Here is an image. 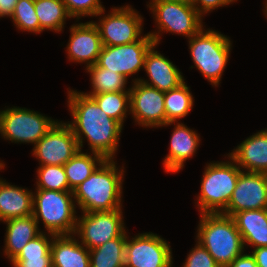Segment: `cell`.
I'll return each mask as SVG.
<instances>
[{"label": "cell", "instance_id": "obj_1", "mask_svg": "<svg viewBox=\"0 0 267 267\" xmlns=\"http://www.w3.org/2000/svg\"><path fill=\"white\" fill-rule=\"evenodd\" d=\"M68 107L73 122L67 124L77 139L79 150H82L83 140L87 138L92 152L102 155L105 159H113L123 125L108 116L96 101L84 92L68 90Z\"/></svg>", "mask_w": 267, "mask_h": 267}, {"label": "cell", "instance_id": "obj_2", "mask_svg": "<svg viewBox=\"0 0 267 267\" xmlns=\"http://www.w3.org/2000/svg\"><path fill=\"white\" fill-rule=\"evenodd\" d=\"M124 167L119 170L113 159H105L74 191L75 204L82 212L121 209ZM119 170V171H118Z\"/></svg>", "mask_w": 267, "mask_h": 267}, {"label": "cell", "instance_id": "obj_3", "mask_svg": "<svg viewBox=\"0 0 267 267\" xmlns=\"http://www.w3.org/2000/svg\"><path fill=\"white\" fill-rule=\"evenodd\" d=\"M197 229L199 242L220 267H228L244 252L243 240L231 216L203 213Z\"/></svg>", "mask_w": 267, "mask_h": 267}, {"label": "cell", "instance_id": "obj_4", "mask_svg": "<svg viewBox=\"0 0 267 267\" xmlns=\"http://www.w3.org/2000/svg\"><path fill=\"white\" fill-rule=\"evenodd\" d=\"M228 158L231 161L210 162L206 165L201 180V193L196 200L200 214L222 213L227 208L241 172L229 155Z\"/></svg>", "mask_w": 267, "mask_h": 267}, {"label": "cell", "instance_id": "obj_5", "mask_svg": "<svg viewBox=\"0 0 267 267\" xmlns=\"http://www.w3.org/2000/svg\"><path fill=\"white\" fill-rule=\"evenodd\" d=\"M73 197V198H72ZM72 191L36 190L33 193V216L54 235H74L77 218Z\"/></svg>", "mask_w": 267, "mask_h": 267}, {"label": "cell", "instance_id": "obj_6", "mask_svg": "<svg viewBox=\"0 0 267 267\" xmlns=\"http://www.w3.org/2000/svg\"><path fill=\"white\" fill-rule=\"evenodd\" d=\"M230 39L215 31L201 29L189 39L190 55L196 69L214 86L219 85L229 61Z\"/></svg>", "mask_w": 267, "mask_h": 267}, {"label": "cell", "instance_id": "obj_7", "mask_svg": "<svg viewBox=\"0 0 267 267\" xmlns=\"http://www.w3.org/2000/svg\"><path fill=\"white\" fill-rule=\"evenodd\" d=\"M56 122L33 110L11 107L0 111V134L11 142L35 145Z\"/></svg>", "mask_w": 267, "mask_h": 267}, {"label": "cell", "instance_id": "obj_8", "mask_svg": "<svg viewBox=\"0 0 267 267\" xmlns=\"http://www.w3.org/2000/svg\"><path fill=\"white\" fill-rule=\"evenodd\" d=\"M155 16L158 32H149L148 35L157 45L160 41V32L177 33L190 39L203 28L202 16L193 7L192 3L158 2L150 7Z\"/></svg>", "mask_w": 267, "mask_h": 267}, {"label": "cell", "instance_id": "obj_9", "mask_svg": "<svg viewBox=\"0 0 267 267\" xmlns=\"http://www.w3.org/2000/svg\"><path fill=\"white\" fill-rule=\"evenodd\" d=\"M122 213V209L83 212V215L77 218L74 234L79 235L80 243L88 250L97 248L125 232Z\"/></svg>", "mask_w": 267, "mask_h": 267}, {"label": "cell", "instance_id": "obj_10", "mask_svg": "<svg viewBox=\"0 0 267 267\" xmlns=\"http://www.w3.org/2000/svg\"><path fill=\"white\" fill-rule=\"evenodd\" d=\"M103 16L99 23L94 22L99 29L103 46L130 44L143 37V18L129 5L114 7L110 14Z\"/></svg>", "mask_w": 267, "mask_h": 267}, {"label": "cell", "instance_id": "obj_11", "mask_svg": "<svg viewBox=\"0 0 267 267\" xmlns=\"http://www.w3.org/2000/svg\"><path fill=\"white\" fill-rule=\"evenodd\" d=\"M170 244L154 233L127 236L125 267H172Z\"/></svg>", "mask_w": 267, "mask_h": 267}, {"label": "cell", "instance_id": "obj_12", "mask_svg": "<svg viewBox=\"0 0 267 267\" xmlns=\"http://www.w3.org/2000/svg\"><path fill=\"white\" fill-rule=\"evenodd\" d=\"M153 39L144 35L140 40L118 46H103L96 65L120 73L126 79L144 68V59L154 45Z\"/></svg>", "mask_w": 267, "mask_h": 267}, {"label": "cell", "instance_id": "obj_13", "mask_svg": "<svg viewBox=\"0 0 267 267\" xmlns=\"http://www.w3.org/2000/svg\"><path fill=\"white\" fill-rule=\"evenodd\" d=\"M79 151L77 139L65 122H56L33 148V155L43 165H65Z\"/></svg>", "mask_w": 267, "mask_h": 267}, {"label": "cell", "instance_id": "obj_14", "mask_svg": "<svg viewBox=\"0 0 267 267\" xmlns=\"http://www.w3.org/2000/svg\"><path fill=\"white\" fill-rule=\"evenodd\" d=\"M130 90V113L135 122L144 127H160L166 124L164 92L140 81Z\"/></svg>", "mask_w": 267, "mask_h": 267}, {"label": "cell", "instance_id": "obj_15", "mask_svg": "<svg viewBox=\"0 0 267 267\" xmlns=\"http://www.w3.org/2000/svg\"><path fill=\"white\" fill-rule=\"evenodd\" d=\"M267 207V174L241 171L227 208L222 214L232 216L244 210Z\"/></svg>", "mask_w": 267, "mask_h": 267}, {"label": "cell", "instance_id": "obj_16", "mask_svg": "<svg viewBox=\"0 0 267 267\" xmlns=\"http://www.w3.org/2000/svg\"><path fill=\"white\" fill-rule=\"evenodd\" d=\"M70 39L67 45L69 61L85 63L86 68L96 64L103 48L98 27L93 21L73 24L70 28Z\"/></svg>", "mask_w": 267, "mask_h": 267}, {"label": "cell", "instance_id": "obj_17", "mask_svg": "<svg viewBox=\"0 0 267 267\" xmlns=\"http://www.w3.org/2000/svg\"><path fill=\"white\" fill-rule=\"evenodd\" d=\"M154 44L147 52L144 59V70L149 77L150 83L144 79H135L133 82L140 81L148 86L155 87L162 92L179 87L184 83L179 69L161 53L155 50Z\"/></svg>", "mask_w": 267, "mask_h": 267}, {"label": "cell", "instance_id": "obj_18", "mask_svg": "<svg viewBox=\"0 0 267 267\" xmlns=\"http://www.w3.org/2000/svg\"><path fill=\"white\" fill-rule=\"evenodd\" d=\"M229 156L242 171L267 174V129L242 141Z\"/></svg>", "mask_w": 267, "mask_h": 267}, {"label": "cell", "instance_id": "obj_19", "mask_svg": "<svg viewBox=\"0 0 267 267\" xmlns=\"http://www.w3.org/2000/svg\"><path fill=\"white\" fill-rule=\"evenodd\" d=\"M174 126L170 138L169 155L163 160L167 173H176L183 169L184 162L195 155L200 144V137L195 131L179 122Z\"/></svg>", "mask_w": 267, "mask_h": 267}, {"label": "cell", "instance_id": "obj_20", "mask_svg": "<svg viewBox=\"0 0 267 267\" xmlns=\"http://www.w3.org/2000/svg\"><path fill=\"white\" fill-rule=\"evenodd\" d=\"M50 252L52 267H90L89 250L75 235H54Z\"/></svg>", "mask_w": 267, "mask_h": 267}, {"label": "cell", "instance_id": "obj_21", "mask_svg": "<svg viewBox=\"0 0 267 267\" xmlns=\"http://www.w3.org/2000/svg\"><path fill=\"white\" fill-rule=\"evenodd\" d=\"M33 215V192L0 179V221Z\"/></svg>", "mask_w": 267, "mask_h": 267}, {"label": "cell", "instance_id": "obj_22", "mask_svg": "<svg viewBox=\"0 0 267 267\" xmlns=\"http://www.w3.org/2000/svg\"><path fill=\"white\" fill-rule=\"evenodd\" d=\"M232 219L241 234L243 245L267 247V210H244L234 213Z\"/></svg>", "mask_w": 267, "mask_h": 267}, {"label": "cell", "instance_id": "obj_23", "mask_svg": "<svg viewBox=\"0 0 267 267\" xmlns=\"http://www.w3.org/2000/svg\"><path fill=\"white\" fill-rule=\"evenodd\" d=\"M7 224L4 255L13 261L23 247L42 233L33 215L12 218L4 221Z\"/></svg>", "mask_w": 267, "mask_h": 267}, {"label": "cell", "instance_id": "obj_24", "mask_svg": "<svg viewBox=\"0 0 267 267\" xmlns=\"http://www.w3.org/2000/svg\"><path fill=\"white\" fill-rule=\"evenodd\" d=\"M42 232L30 240L12 261L14 267H52L51 243L54 234ZM51 239H50V238ZM50 240V241H49Z\"/></svg>", "mask_w": 267, "mask_h": 267}, {"label": "cell", "instance_id": "obj_25", "mask_svg": "<svg viewBox=\"0 0 267 267\" xmlns=\"http://www.w3.org/2000/svg\"><path fill=\"white\" fill-rule=\"evenodd\" d=\"M93 154L83 153L79 150L65 165H63L69 191H74L82 182H84L99 166L105 158L95 152Z\"/></svg>", "mask_w": 267, "mask_h": 267}, {"label": "cell", "instance_id": "obj_26", "mask_svg": "<svg viewBox=\"0 0 267 267\" xmlns=\"http://www.w3.org/2000/svg\"><path fill=\"white\" fill-rule=\"evenodd\" d=\"M127 232L89 250L90 267H125Z\"/></svg>", "mask_w": 267, "mask_h": 267}, {"label": "cell", "instance_id": "obj_27", "mask_svg": "<svg viewBox=\"0 0 267 267\" xmlns=\"http://www.w3.org/2000/svg\"><path fill=\"white\" fill-rule=\"evenodd\" d=\"M34 6L40 22V33L44 30L61 32L66 18H72L62 0H34Z\"/></svg>", "mask_w": 267, "mask_h": 267}, {"label": "cell", "instance_id": "obj_28", "mask_svg": "<svg viewBox=\"0 0 267 267\" xmlns=\"http://www.w3.org/2000/svg\"><path fill=\"white\" fill-rule=\"evenodd\" d=\"M194 99L186 82L179 87L164 92L166 124H174L178 119L185 117L193 108Z\"/></svg>", "mask_w": 267, "mask_h": 267}, {"label": "cell", "instance_id": "obj_29", "mask_svg": "<svg viewBox=\"0 0 267 267\" xmlns=\"http://www.w3.org/2000/svg\"><path fill=\"white\" fill-rule=\"evenodd\" d=\"M91 75L92 91L84 93L87 96L107 92L130 91L126 89L127 80L120 73L112 72L109 69L98 67L96 64L86 68Z\"/></svg>", "mask_w": 267, "mask_h": 267}, {"label": "cell", "instance_id": "obj_30", "mask_svg": "<svg viewBox=\"0 0 267 267\" xmlns=\"http://www.w3.org/2000/svg\"><path fill=\"white\" fill-rule=\"evenodd\" d=\"M101 110L122 125L130 112V91L107 92L91 95Z\"/></svg>", "mask_w": 267, "mask_h": 267}, {"label": "cell", "instance_id": "obj_31", "mask_svg": "<svg viewBox=\"0 0 267 267\" xmlns=\"http://www.w3.org/2000/svg\"><path fill=\"white\" fill-rule=\"evenodd\" d=\"M36 190L69 191L64 167L61 165H43L37 169Z\"/></svg>", "mask_w": 267, "mask_h": 267}, {"label": "cell", "instance_id": "obj_32", "mask_svg": "<svg viewBox=\"0 0 267 267\" xmlns=\"http://www.w3.org/2000/svg\"><path fill=\"white\" fill-rule=\"evenodd\" d=\"M10 18L19 30L40 33V22L36 15L34 0H19Z\"/></svg>", "mask_w": 267, "mask_h": 267}, {"label": "cell", "instance_id": "obj_33", "mask_svg": "<svg viewBox=\"0 0 267 267\" xmlns=\"http://www.w3.org/2000/svg\"><path fill=\"white\" fill-rule=\"evenodd\" d=\"M71 17L102 16L105 8L100 0H62ZM102 14V15H101Z\"/></svg>", "mask_w": 267, "mask_h": 267}, {"label": "cell", "instance_id": "obj_34", "mask_svg": "<svg viewBox=\"0 0 267 267\" xmlns=\"http://www.w3.org/2000/svg\"><path fill=\"white\" fill-rule=\"evenodd\" d=\"M183 267H220L209 252L197 242L187 255Z\"/></svg>", "mask_w": 267, "mask_h": 267}, {"label": "cell", "instance_id": "obj_35", "mask_svg": "<svg viewBox=\"0 0 267 267\" xmlns=\"http://www.w3.org/2000/svg\"><path fill=\"white\" fill-rule=\"evenodd\" d=\"M237 0H192L193 7L203 16L205 13L218 9V7L229 5Z\"/></svg>", "mask_w": 267, "mask_h": 267}, {"label": "cell", "instance_id": "obj_36", "mask_svg": "<svg viewBox=\"0 0 267 267\" xmlns=\"http://www.w3.org/2000/svg\"><path fill=\"white\" fill-rule=\"evenodd\" d=\"M228 267H258L254 257L244 252L236 257Z\"/></svg>", "mask_w": 267, "mask_h": 267}, {"label": "cell", "instance_id": "obj_37", "mask_svg": "<svg viewBox=\"0 0 267 267\" xmlns=\"http://www.w3.org/2000/svg\"><path fill=\"white\" fill-rule=\"evenodd\" d=\"M251 255L258 267H267V247L254 248Z\"/></svg>", "mask_w": 267, "mask_h": 267}, {"label": "cell", "instance_id": "obj_38", "mask_svg": "<svg viewBox=\"0 0 267 267\" xmlns=\"http://www.w3.org/2000/svg\"><path fill=\"white\" fill-rule=\"evenodd\" d=\"M18 1L19 0H0V18L5 16L10 17Z\"/></svg>", "mask_w": 267, "mask_h": 267}, {"label": "cell", "instance_id": "obj_39", "mask_svg": "<svg viewBox=\"0 0 267 267\" xmlns=\"http://www.w3.org/2000/svg\"><path fill=\"white\" fill-rule=\"evenodd\" d=\"M158 2H181V3H192V0H151V2H149V4L147 6H149V8Z\"/></svg>", "mask_w": 267, "mask_h": 267}, {"label": "cell", "instance_id": "obj_40", "mask_svg": "<svg viewBox=\"0 0 267 267\" xmlns=\"http://www.w3.org/2000/svg\"><path fill=\"white\" fill-rule=\"evenodd\" d=\"M265 3H266V4H265V6H264V7H265V10H264L265 12H264V13H265V16H267V1H266Z\"/></svg>", "mask_w": 267, "mask_h": 267}, {"label": "cell", "instance_id": "obj_41", "mask_svg": "<svg viewBox=\"0 0 267 267\" xmlns=\"http://www.w3.org/2000/svg\"><path fill=\"white\" fill-rule=\"evenodd\" d=\"M4 166H5V164L4 163H2V161L0 162V170L1 169H3L4 168Z\"/></svg>", "mask_w": 267, "mask_h": 267}]
</instances>
